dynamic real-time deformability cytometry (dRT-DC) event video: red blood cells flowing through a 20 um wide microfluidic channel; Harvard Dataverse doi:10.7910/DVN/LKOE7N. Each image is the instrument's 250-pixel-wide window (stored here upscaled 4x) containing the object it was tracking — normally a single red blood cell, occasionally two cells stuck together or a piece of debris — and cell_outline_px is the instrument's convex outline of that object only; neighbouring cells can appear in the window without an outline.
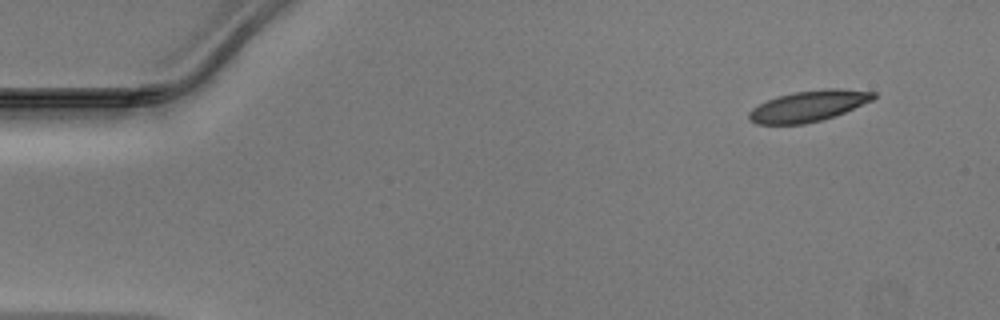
{"species": "Egyptian fruit bat (a non-hibernating species)", "species_latin": "Rousettus aegyptiacus", "temperature_condition": "warm", "stored_images_in_passage": 8, "camera_frame_rate_fps": 3000, "um_per_image_px": 0.085, "animal": {"sex": "male"}, "frame": {"image": 1, "passage_image": 1, "time_ms": 0.0, "image_size_px": [1000, 320], "cell_outline_px": [[876, 96], [872, 100], [844, 112], [820, 120], [804, 124], [756, 124], [748, 120], [748, 112], [752, 108], [768, 100], [792, 92], [824, 88], [840, 88], [876, 92]], "centroid_in_image_um": [68.71, 9.0], "position_along_channel_um": 16.3, "area_um2": 22.31}}